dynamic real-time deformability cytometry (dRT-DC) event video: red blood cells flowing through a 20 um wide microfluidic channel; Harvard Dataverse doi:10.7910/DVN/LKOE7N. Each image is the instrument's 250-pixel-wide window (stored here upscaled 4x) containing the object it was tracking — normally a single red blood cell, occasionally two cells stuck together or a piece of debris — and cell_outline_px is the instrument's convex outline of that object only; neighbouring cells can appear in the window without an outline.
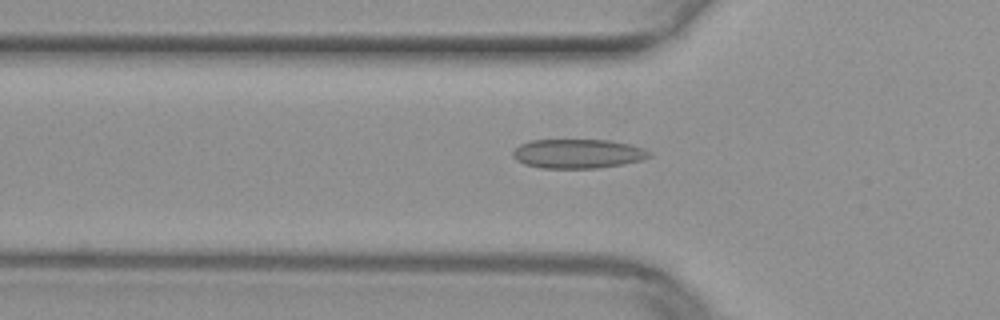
{"species": "common noctule bat (a hibernating species)", "species_latin": "Nyctalus noctula", "temperature_condition": "warm", "stored_images_in_passage": 31, "camera_frame_rate_fps": 3000, "um_per_image_px": 0.085, "animal": {"sex": "female", "body_mass_g": 29.2, "forearm_length_mm": 56.3}, "frame": {"image": 1, "passage_image": 3, "time_ms": 0.667, "image_size_px": [1000, 320], "cell_outline_px": [[652, 156], [640, 160], [624, 164], [596, 168], [540, 168], [524, 164], [516, 160], [512, 156], [512, 152], [520, 144], [532, 140], [612, 140], [632, 144], [644, 148], [652, 152]], "centroid_in_image_um": [49.14, 13.06], "position_along_channel_um": 76.7, "area_um2": 23.47}}
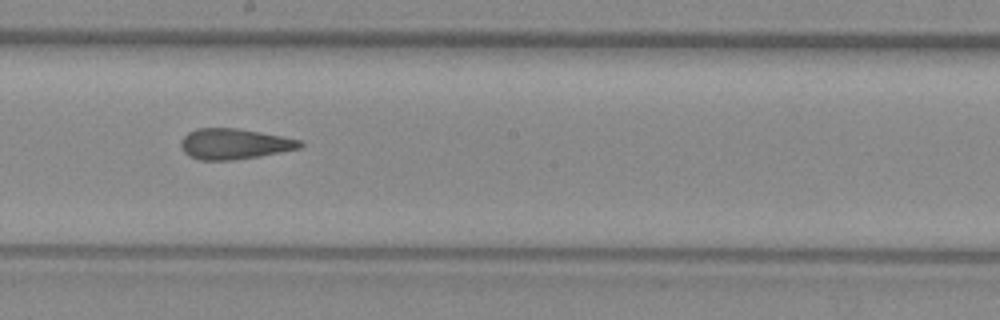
{"frame": {"image": 2, "passage_image": 14, "time_ms": 4.333, "image_size_px": [1000, 320], "cell_outline_px": [[304, 144], [300, 148], [260, 156], [232, 160], [200, 160], [188, 156], [180, 148], [180, 140], [188, 132], [196, 128], [236, 128], [260, 132], [300, 140]], "centroid_in_image_um": [19.86, 12.23], "position_along_channel_um": 228.3, "area_um2": 21.27}}
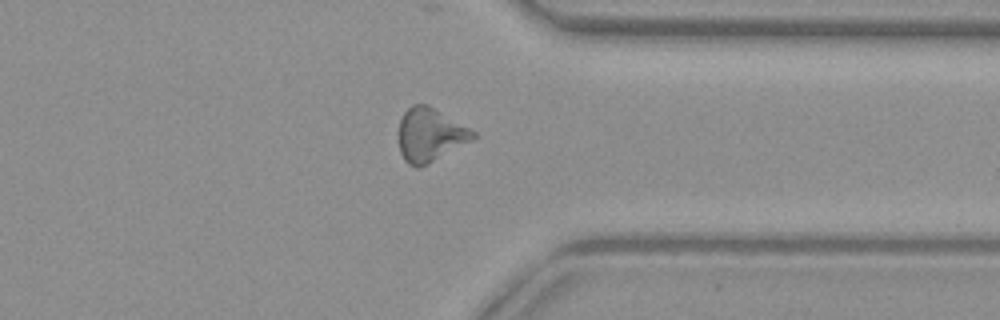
{"frame": {"image": 3, "passage_image": 25, "time_ms": 8.0, "image_size_px": [1000, 320], "cell_outline_px": [[476, 136], [472, 140], [428, 164], [420, 168], [416, 168], [408, 164], [404, 160], [400, 152], [400, 120], [404, 112], [412, 104], [428, 104], [476, 132]], "centroid_in_image_um": [36.55, 11.47], "position_along_channel_um": 374.9, "area_um2": 23.0}}